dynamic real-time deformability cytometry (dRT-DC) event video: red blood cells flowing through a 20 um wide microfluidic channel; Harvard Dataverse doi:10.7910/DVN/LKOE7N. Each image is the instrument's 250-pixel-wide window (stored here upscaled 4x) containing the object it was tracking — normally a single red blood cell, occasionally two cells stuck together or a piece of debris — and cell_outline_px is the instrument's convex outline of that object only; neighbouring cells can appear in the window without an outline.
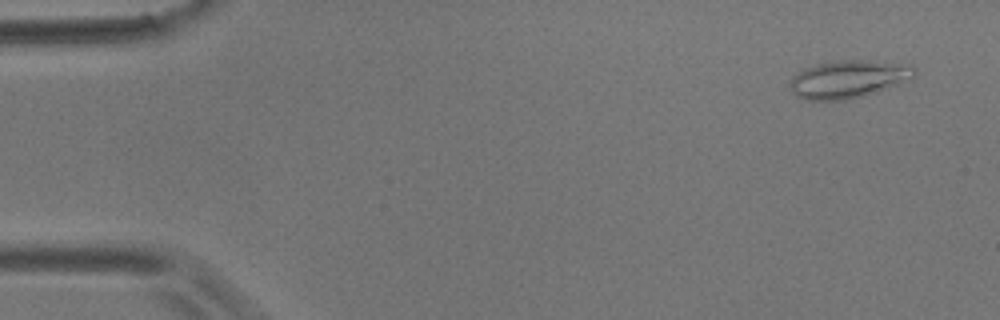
{"species": "common noctule bat (a hibernating species)", "species_latin": "Nyctalus noctula", "temperature_condition": "room temperature", "stored_images_in_passage": 28, "camera_frame_rate_fps": 3000, "um_per_image_px": 0.085, "animal": {"sex": "male", "body_mass_g": 17.9}, "frame": {"image": 1, "passage_image": 3, "time_ms": 0.667, "image_size_px": [1000, 320], "cell_outline_px": [[916, 72], [912, 80], [876, 92], [844, 100], [808, 100], [796, 96], [792, 92], [788, 84], [788, 80], [792, 76], [804, 68], [816, 64], [836, 60], [868, 60], [912, 64], [916, 68]], "centroid_in_image_um": [72.12, 6.71], "position_along_channel_um": 12.9, "area_um2": 27.86}}
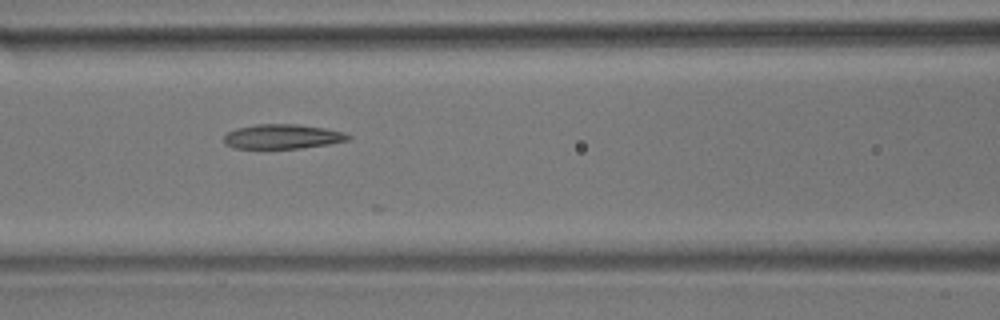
{"frame": {"image": 2, "passage_image": 23, "time_ms": 7.333, "image_size_px": [1000, 320], "cell_outline_px": [[352, 136], [348, 140], [328, 144], [300, 148], [236, 148], [224, 144], [224, 136], [228, 132], [236, 128], [256, 124], [296, 124], [324, 128], [344, 132]], "centroid_in_image_um": [24.0, 11.6], "position_along_channel_um": 142.6, "area_um2": 17.69}}
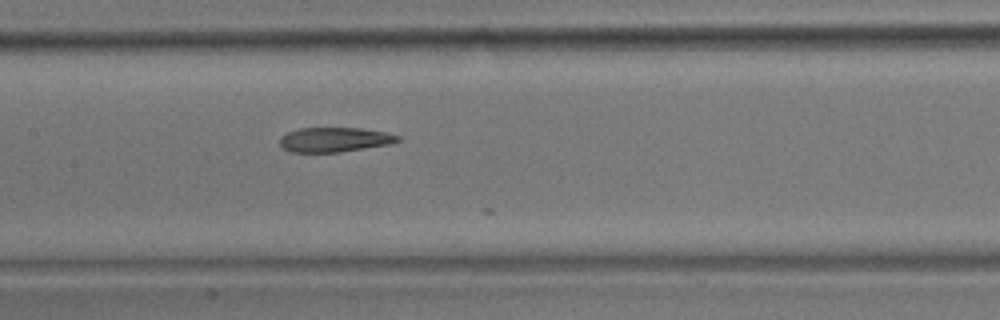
{"frame": {"image": 3, "passage_image": 26, "time_ms": 8.333, "image_size_px": [1000, 320], "cell_outline_px": [[400, 140], [392, 144], [340, 152], [288, 152], [280, 144], [280, 136], [288, 132], [300, 128], [360, 128], [388, 132], [400, 136]], "centroid_in_image_um": [28.46, 11.87], "position_along_channel_um": 178.9, "area_um2": 17.05}}